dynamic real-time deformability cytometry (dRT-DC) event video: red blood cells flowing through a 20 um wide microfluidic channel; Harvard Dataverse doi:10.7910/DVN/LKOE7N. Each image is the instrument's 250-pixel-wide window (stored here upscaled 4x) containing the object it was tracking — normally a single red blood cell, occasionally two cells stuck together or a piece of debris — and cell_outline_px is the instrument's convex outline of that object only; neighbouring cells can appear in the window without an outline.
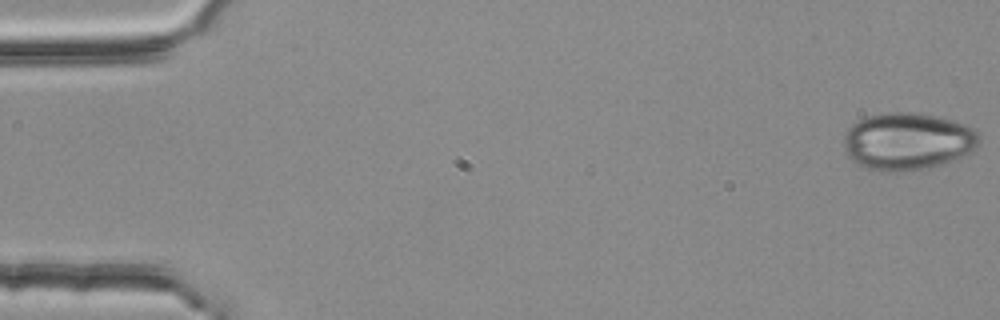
{"species": "common noctule bat (a hibernating species)", "species_latin": "Nyctalus noctula", "temperature_condition": "room temperature", "stored_images_in_passage": 54, "camera_frame_rate_fps": 3000, "um_per_image_px": 0.085, "animal": {"sex": "female", "body_mass_g": 25.1}, "frame": {"image": 1, "passage_image": 1, "time_ms": 0.0, "image_size_px": [1000, 320], "cell_outline_px": [[980, 140], [972, 152], [936, 164], [920, 168], [900, 172], [888, 172], [868, 168], [852, 160], [848, 156], [844, 148], [844, 132], [852, 124], [868, 116], [884, 112], [908, 112], [936, 116], [952, 120], [976, 128], [980, 136]], "centroid_in_image_um": [77.13, 11.98], "position_along_channel_um": 7.9, "area_um2": 44.8}}
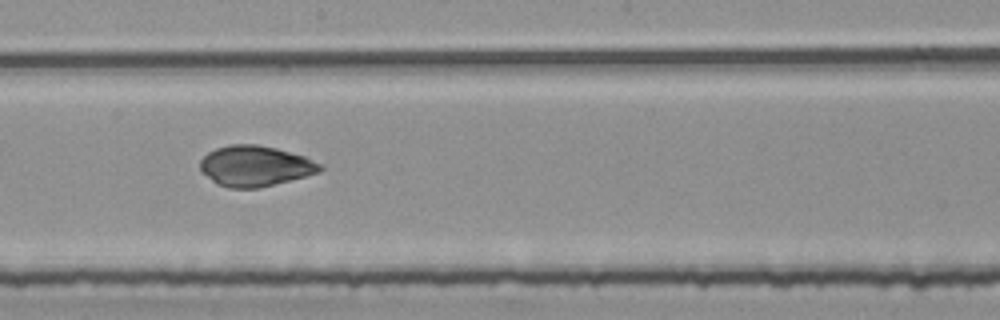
{"frame": {"image": 2, "passage_image": 30, "time_ms": 9.667, "image_size_px": [1000, 320], "cell_outline_px": [[324, 168], [320, 172], [256, 188], [228, 188], [216, 184], [200, 172], [200, 160], [208, 152], [216, 148], [228, 144], [256, 144], [276, 148], [304, 156], [320, 164]], "centroid_in_image_um": [21.63, 14.1], "position_along_channel_um": 226.6, "area_um2": 28.26}}
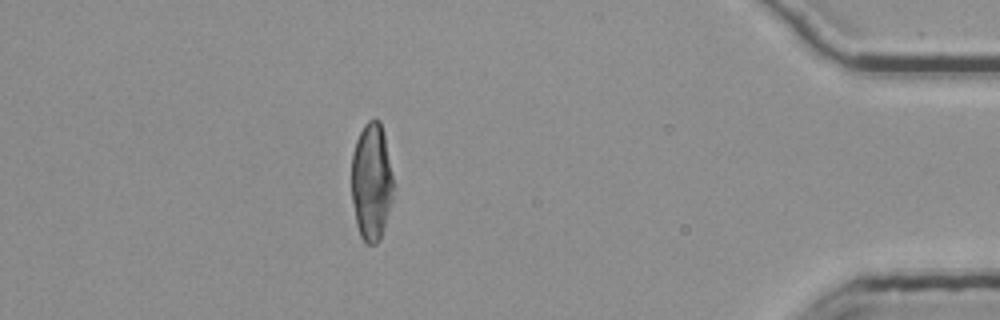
{"frame": {"image": 3, "passage_image": 48, "time_ms": 15.667, "image_size_px": [1000, 320], "cell_outline_px": [[396, 188], [380, 240], [376, 244], [368, 244], [360, 236], [356, 224], [352, 200], [352, 152], [356, 140], [364, 124], [368, 120], [380, 120], [384, 132], [396, 184]], "centroid_in_image_um": [31.61, 15.44], "position_along_channel_um": 403.6, "area_um2": 29.36}, "authors_computed_cell_mechanics": {"area_um2": 29.6514, "velocity_mm_per_s": 3.7829, "shape_relaxation_time_tau1_ms": null, "shape_relaxation_time_tau2_ms": 2.2335, "deformation_change_tau1": null, "deformation_change_tau2": 0.0323}}